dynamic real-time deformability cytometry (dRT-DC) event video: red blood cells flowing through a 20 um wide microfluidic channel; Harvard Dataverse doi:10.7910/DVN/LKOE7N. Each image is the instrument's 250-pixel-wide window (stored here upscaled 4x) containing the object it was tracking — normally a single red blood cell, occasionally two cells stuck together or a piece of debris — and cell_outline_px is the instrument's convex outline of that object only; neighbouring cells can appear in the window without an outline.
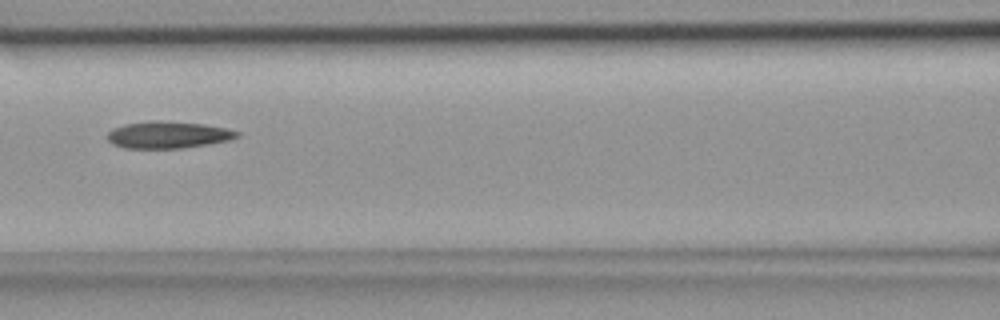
{"species": "common noctule bat (a hibernating species)", "species_latin": "Nyctalus noctula", "temperature_condition": "room temperature", "stored_images_in_passage": 7, "camera_frame_rate_fps": 3000, "um_per_image_px": 0.085, "animal": {"sex": "female", "body_mass_g": 18.4}, "frame": {"image": 1, "passage_image": 6, "time_ms": 1.667, "image_size_px": [1000, 320], "cell_outline_px": [[240, 136], [228, 140], [208, 144], [180, 148], [124, 148], [112, 144], [108, 140], [108, 132], [112, 128], [124, 124], [152, 120], [160, 120], [204, 124], [224, 128], [240, 132]], "centroid_in_image_um": [14.25, 11.45], "position_along_channel_um": 152.3, "area_um2": 20.35}}
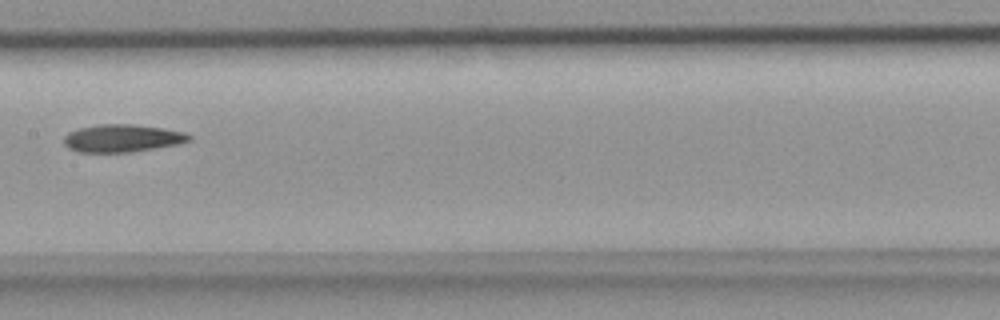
{"frame": {"image": 2, "passage_image": 7, "time_ms": 2.0, "image_size_px": [1000, 320], "cell_outline_px": [[192, 140], [176, 144], [128, 152], [80, 152], [68, 148], [64, 144], [64, 136], [68, 132], [80, 128], [100, 124], [132, 124], [164, 128], [184, 132], [192, 136]], "centroid_in_image_um": [10.38, 11.74], "position_along_channel_um": 197.0, "area_um2": 20.0}}